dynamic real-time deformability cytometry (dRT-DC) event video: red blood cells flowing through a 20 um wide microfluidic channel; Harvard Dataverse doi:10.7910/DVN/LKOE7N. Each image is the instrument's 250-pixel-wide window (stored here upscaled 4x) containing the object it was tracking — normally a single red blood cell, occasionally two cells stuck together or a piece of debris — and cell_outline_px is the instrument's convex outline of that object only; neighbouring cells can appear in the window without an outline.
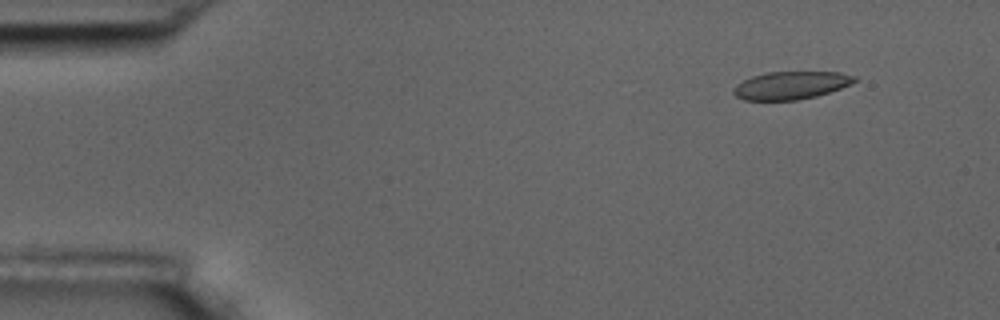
{"species": "common noctule bat (a hibernating species)", "species_latin": "Nyctalus noctula", "temperature_condition": "room temperature", "stored_images_in_passage": 4, "camera_frame_rate_fps": 3000, "um_per_image_px": 0.085, "animal": {"sex": "male", "body_mass_g": 17.5, "forearm_length_mm": 52.3}, "frame": {"image": 1, "passage_image": 2, "time_ms": 1.0, "image_size_px": [1000, 320], "cell_outline_px": [[856, 80], [852, 84], [816, 96], [796, 100], [744, 100], [736, 96], [732, 92], [732, 88], [736, 84], [752, 76], [768, 72], [840, 72], [856, 76]], "centroid_in_image_um": [67.21, 7.25], "position_along_channel_um": 17.8, "area_um2": 19.59}}
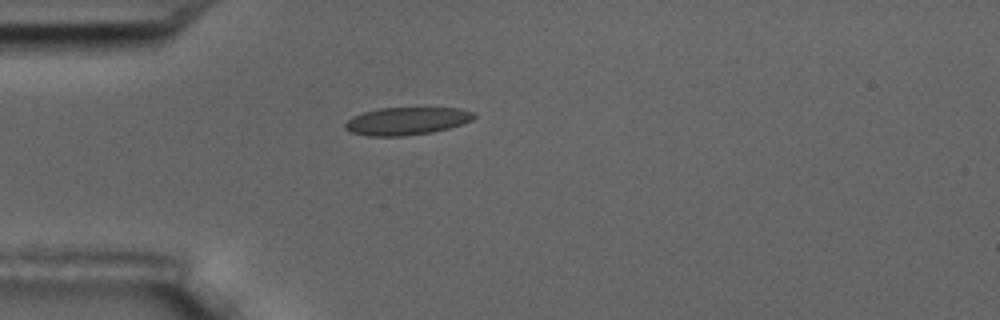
{"frame": {"image": 2, "passage_image": 4, "time_ms": 4.333, "image_size_px": [1000, 320], "cell_outline_px": [[476, 116], [472, 120], [448, 128], [432, 132], [404, 136], [368, 136], [348, 132], [344, 128], [344, 124], [352, 116], [364, 112], [380, 108], [460, 108], [476, 112]], "centroid_in_image_um": [34.55, 10.29], "position_along_channel_um": 50.4, "area_um2": 20.87}}